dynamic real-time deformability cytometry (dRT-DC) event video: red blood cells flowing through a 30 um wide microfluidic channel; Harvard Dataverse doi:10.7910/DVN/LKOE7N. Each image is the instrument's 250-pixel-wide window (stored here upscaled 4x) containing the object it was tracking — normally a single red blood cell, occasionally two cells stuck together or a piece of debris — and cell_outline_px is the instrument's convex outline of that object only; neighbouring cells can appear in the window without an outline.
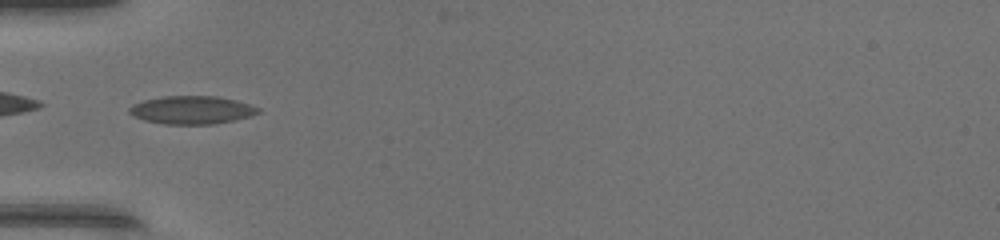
{"species": "common noctule bat (a hibernating species)", "species_latin": "Nyctalus noctula", "temperature_condition": "warm", "stored_images_in_passage": 24, "camera_frame_rate_fps": 3000, "um_per_image_px": 0.085, "animal": {"sex": "female", "body_mass_g": 17.0, "forearm_length_mm": 48.0}, "frame": {"image": 1, "passage_image": 1, "time_ms": 0.0, "image_size_px": [1000, 240], "cell_outline_px": [[260, 112], [252, 116], [212, 124], [164, 124], [144, 120], [132, 116], [128, 112], [128, 108], [132, 104], [144, 100], [164, 96], [216, 96], [236, 100], [260, 108]], "centroid_in_image_um": [16.27, 9.35], "position_along_channel_um": 68.7, "area_um2": 21.1}}
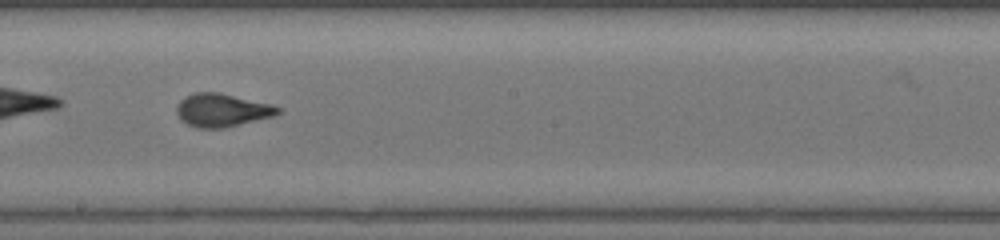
{"frame": {"image": 2, "passage_image": 12, "time_ms": 3.667, "image_size_px": [1000, 240], "cell_outline_px": [[280, 112], [276, 116], [224, 128], [196, 128], [180, 120], [176, 112], [176, 108], [180, 100], [196, 92], [216, 92], [272, 104], [280, 108]], "centroid_in_image_um": [18.88, 9.38], "position_along_channel_um": 229.3, "area_um2": 19.54}}
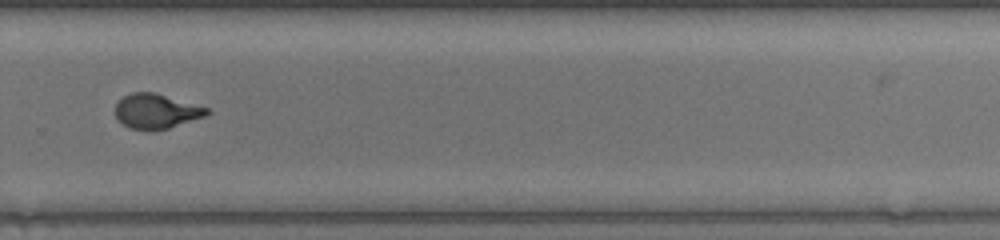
{"frame": {"image": 3, "passage_image": 18, "time_ms": 5.667, "image_size_px": [1000, 240], "cell_outline_px": [[212, 112], [204, 116], [168, 128], [152, 132], [128, 128], [116, 116], [116, 104], [124, 96], [132, 92], [156, 92], [208, 108]], "centroid_in_image_um": [13.28, 9.46], "position_along_channel_um": 316.5, "area_um2": 18.55}}